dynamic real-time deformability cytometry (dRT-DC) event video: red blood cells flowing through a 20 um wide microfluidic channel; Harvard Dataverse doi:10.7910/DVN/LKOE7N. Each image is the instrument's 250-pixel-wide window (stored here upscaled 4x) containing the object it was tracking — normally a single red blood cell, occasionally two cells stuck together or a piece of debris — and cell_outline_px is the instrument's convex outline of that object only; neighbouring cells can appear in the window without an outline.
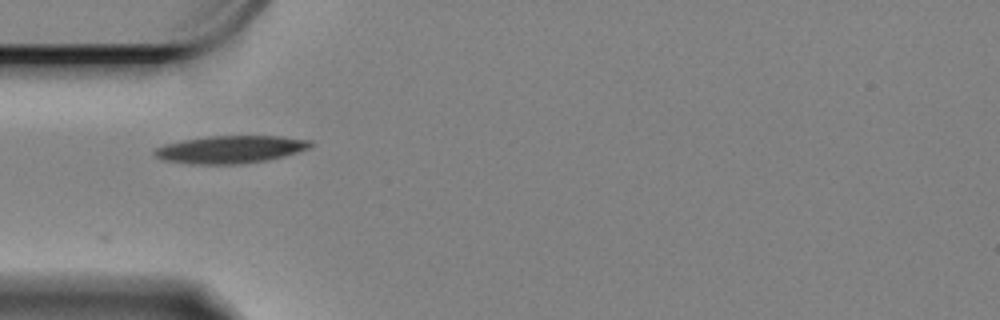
{"species": "Egyptian fruit bat (a non-hibernating species)", "species_latin": "Rousettus aegyptiacus", "temperature_condition": "cold", "stored_images_in_passage": 43, "camera_frame_rate_fps": 3000, "um_per_image_px": 0.085, "animal": {"sex": "female"}, "frame": {"image": 1, "passage_image": 1, "time_ms": 0.0, "image_size_px": [1000, 320], "cell_outline_px": [[316, 144], [312, 148], [268, 160], [240, 164], [192, 164], [164, 160], [156, 156], [152, 152], [156, 148], [164, 144], [184, 140], [208, 136], [280, 136], [312, 140]], "centroid_in_image_um": [19.65, 12.69], "position_along_channel_um": 65.4, "area_um2": 25.2}}
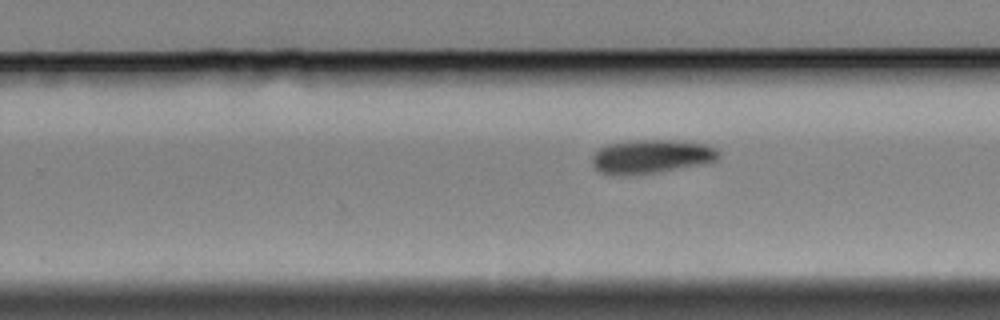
{"frame": {"image": 2, "passage_image": 20, "time_ms": 6.333, "image_size_px": [1000, 320], "cell_outline_px": [[720, 156], [716, 160], [700, 164], [652, 172], [600, 172], [592, 164], [592, 152], [608, 144], [632, 140], [672, 140], [708, 144], [716, 148], [720, 152]], "centroid_in_image_um": [55.4, 13.24], "position_along_channel_um": 274.4, "area_um2": 23.99}}
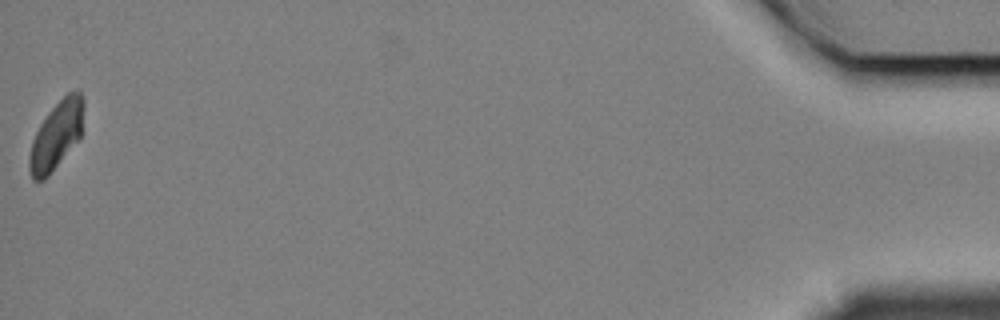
{"frame": {"image": 3, "passage_image": 43, "time_ms": 14.0, "image_size_px": [1000, 320], "cell_outline_px": [[84, 104], [80, 140], [48, 176], [44, 180], [32, 180], [28, 168], [28, 160], [32, 140], [40, 124], [48, 112], [68, 92], [80, 92], [84, 96]], "centroid_in_image_um": [4.79, 11.54], "position_along_channel_um": 430.4, "area_um2": 21.62}}